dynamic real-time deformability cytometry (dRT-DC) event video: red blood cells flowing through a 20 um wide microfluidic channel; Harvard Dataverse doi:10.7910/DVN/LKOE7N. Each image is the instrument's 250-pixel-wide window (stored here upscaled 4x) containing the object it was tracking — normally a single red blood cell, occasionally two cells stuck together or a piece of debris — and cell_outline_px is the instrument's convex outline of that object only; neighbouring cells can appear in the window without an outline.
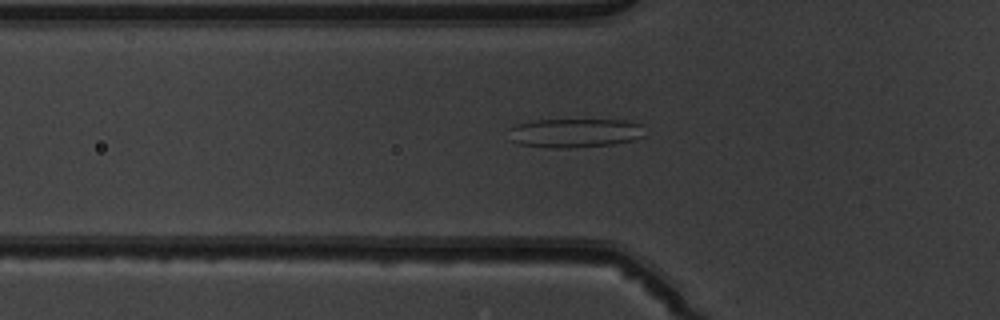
{"species": "common noctule bat (a hibernating species)", "species_latin": "Nyctalus noctula", "temperature_condition": "warm", "stored_images_in_passage": 50, "camera_frame_rate_fps": 3000, "um_per_image_px": 0.085, "animal": {"sex": "male", "body_mass_g": 19.5, "forearm_length_mm": 54.6}, "frame": {"image": 1, "passage_image": 17, "time_ms": 5.333, "image_size_px": [1000, 320], "cell_outline_px": [[644, 136], [632, 140], [612, 144], [568, 148], [548, 148], [520, 144], [512, 140], [508, 128], [516, 124], [536, 120], [624, 120], [640, 124]], "centroid_in_image_um": [48.82, 11.3], "position_along_channel_um": 77.0, "area_um2": 22.83}}
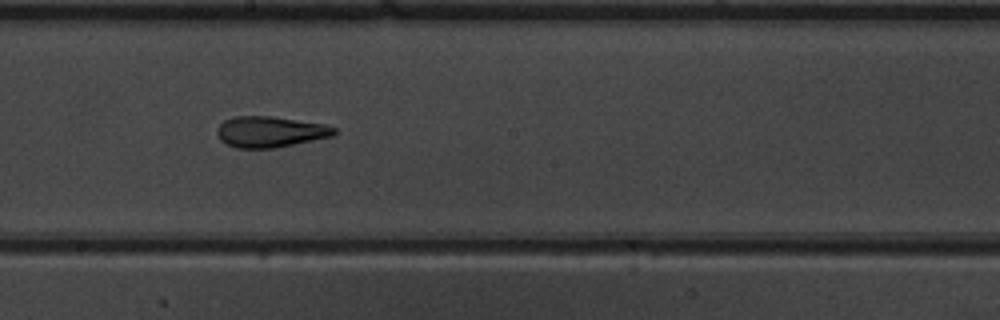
{"frame": {"image": 2, "passage_image": 28, "time_ms": 9.0, "image_size_px": [1000, 320], "cell_outline_px": [[336, 132], [332, 136], [272, 148], [236, 148], [220, 140], [216, 132], [216, 128], [224, 120], [236, 116], [268, 116], [324, 124], [336, 128]], "centroid_in_image_um": [22.91, 11.2], "position_along_channel_um": 225.3, "area_um2": 20.81}}
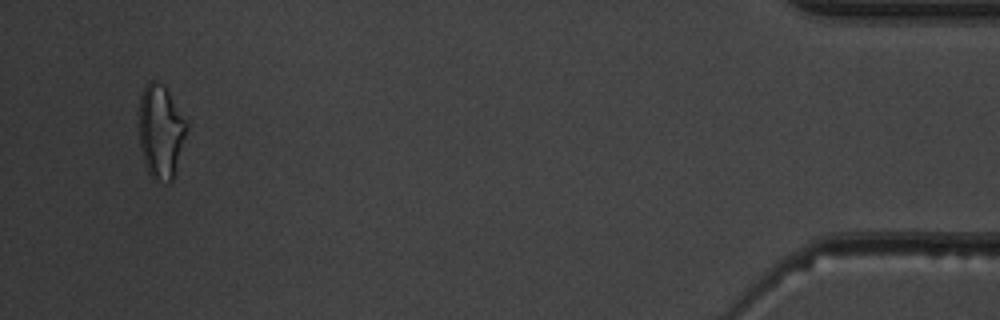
{"frame": {"image": 3, "passage_image": 48, "time_ms": 15.667, "image_size_px": [1000, 320], "cell_outline_px": [[188, 128], [172, 180], [168, 184], [152, 180], [144, 164], [140, 148], [140, 96], [148, 80], [156, 80], [164, 84], [188, 124]], "centroid_in_image_um": [13.66, 11.19], "position_along_channel_um": 421.5, "area_um2": 26.07}, "authors_computed_cell_mechanics": {"area_um2": 22.7443, "velocity_mm_per_s": 4.0307, "shape_relaxation_time_tau1_ms": null, "shape_relaxation_time_tau2_ms": 2.766, "deformation_change_tau1": null, "deformation_change_tau2": 0.1124}}